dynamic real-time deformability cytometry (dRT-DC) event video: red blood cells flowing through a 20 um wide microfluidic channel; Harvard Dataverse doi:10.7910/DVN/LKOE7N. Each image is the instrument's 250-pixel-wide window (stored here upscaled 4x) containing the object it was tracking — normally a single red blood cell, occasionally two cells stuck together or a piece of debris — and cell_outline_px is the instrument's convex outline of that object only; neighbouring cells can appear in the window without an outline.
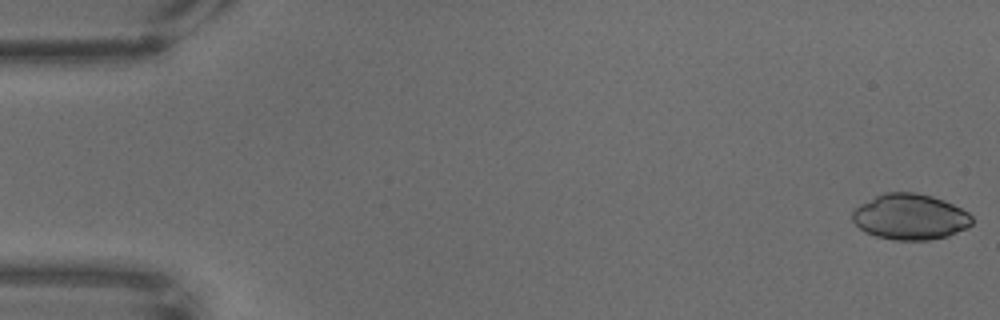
{"species": "common noctule bat (a hibernating species)", "species_latin": "Nyctalus noctula", "temperature_condition": "warm", "stored_images_in_passage": 68, "camera_frame_rate_fps": 3000, "um_per_image_px": 0.085, "animal": {"sex": "male", "body_mass_g": 18.8}, "frame": {"image": 1, "passage_image": 1, "time_ms": 0.0, "image_size_px": [1000, 320], "cell_outline_px": [[972, 224], [968, 228], [948, 236], [928, 240], [896, 240], [876, 236], [864, 232], [852, 220], [852, 212], [860, 204], [884, 192], [916, 192], [932, 196], [944, 200], [968, 212], [972, 216]], "centroid_in_image_um": [77.37, 18.43], "position_along_channel_um": 7.6, "area_um2": 31.96}}
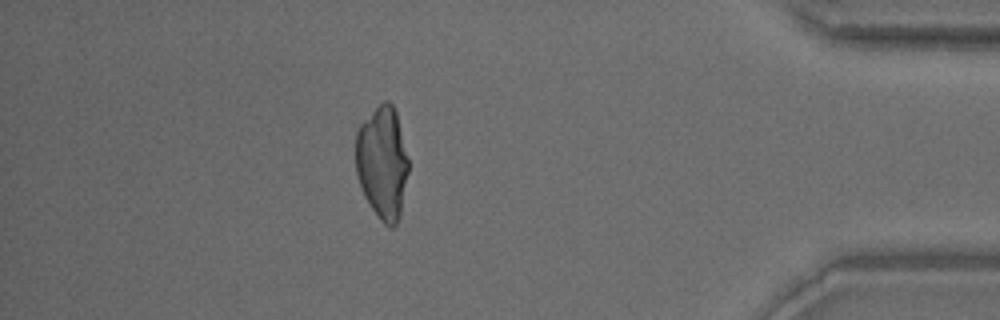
{"frame": {"image": 2, "passage_image": 60, "time_ms": 19.667, "image_size_px": [1000, 320], "cell_outline_px": [[408, 172], [400, 216], [396, 224], [392, 228], [388, 228], [380, 220], [364, 196], [356, 172], [356, 132], [360, 124], [384, 100], [388, 100], [392, 104], [396, 112], [408, 160]], "centroid_in_image_um": [32.5, 13.85], "position_along_channel_um": 402.7, "area_um2": 34.45}}